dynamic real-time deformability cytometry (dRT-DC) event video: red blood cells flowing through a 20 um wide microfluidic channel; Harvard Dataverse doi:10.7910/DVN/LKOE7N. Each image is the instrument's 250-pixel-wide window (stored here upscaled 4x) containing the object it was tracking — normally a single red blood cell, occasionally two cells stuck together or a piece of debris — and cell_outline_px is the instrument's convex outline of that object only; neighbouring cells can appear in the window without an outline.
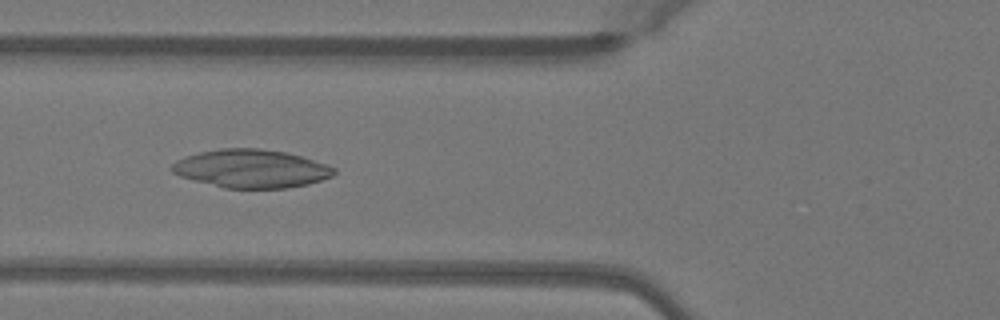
{"species": "Egyptian fruit bat (a non-hibernating species)", "species_latin": "Rousettus aegyptiacus", "temperature_condition": "warm", "stored_images_in_passage": 39, "camera_frame_rate_fps": 3000, "um_per_image_px": 0.085, "animal": {"sex": "female"}, "frame": {"image": 1, "passage_image": 8, "time_ms": 2.333, "image_size_px": [1000, 320], "cell_outline_px": [[336, 172], [332, 176], [308, 184], [284, 188], [224, 188], [180, 176], [172, 172], [168, 168], [176, 160], [200, 152], [220, 148], [260, 148], [284, 152], [300, 156], [328, 164], [336, 168]], "centroid_in_image_um": [21.35, 14.33], "position_along_channel_um": 104.4, "area_um2": 36.07}}
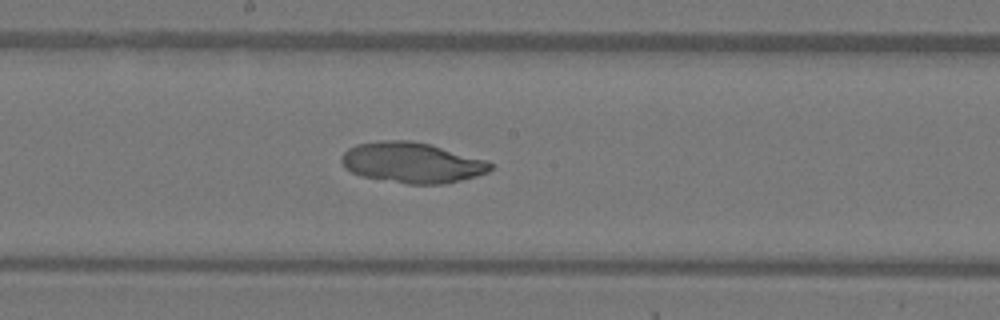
{"frame": {"image": 2, "passage_image": 16, "time_ms": 5.0, "image_size_px": [1000, 320], "cell_outline_px": [[492, 168], [488, 172], [476, 176], [444, 184], [408, 184], [360, 176], [344, 168], [340, 160], [340, 156], [348, 148], [356, 144], [380, 140], [412, 140], [432, 144], [488, 160], [492, 164]], "centroid_in_image_um": [35.01, 13.81], "position_along_channel_um": 213.2, "area_um2": 35.6}}
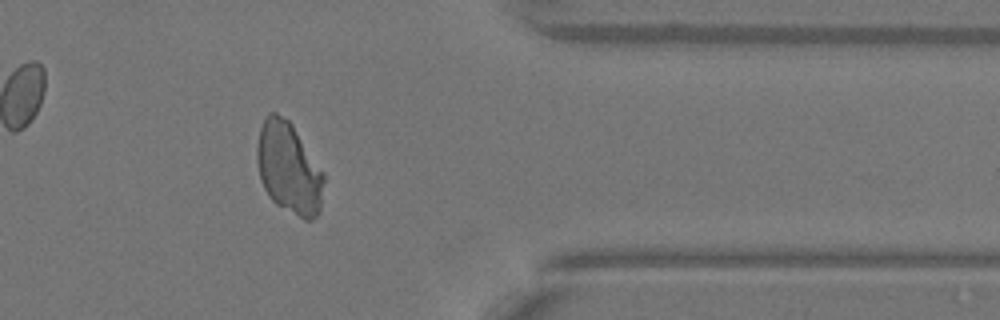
{"frame": {"image": 3, "passage_image": 30, "time_ms": 9.667, "image_size_px": [1000, 320], "cell_outline_px": [[324, 180], [320, 212], [312, 220], [304, 220], [276, 204], [268, 196], [260, 180], [256, 160], [256, 148], [260, 128], [268, 112], [276, 112], [288, 120], [292, 124], [324, 172]], "centroid_in_image_um": [24.54, 14.3], "position_along_channel_um": 386.9, "area_um2": 35.89}}